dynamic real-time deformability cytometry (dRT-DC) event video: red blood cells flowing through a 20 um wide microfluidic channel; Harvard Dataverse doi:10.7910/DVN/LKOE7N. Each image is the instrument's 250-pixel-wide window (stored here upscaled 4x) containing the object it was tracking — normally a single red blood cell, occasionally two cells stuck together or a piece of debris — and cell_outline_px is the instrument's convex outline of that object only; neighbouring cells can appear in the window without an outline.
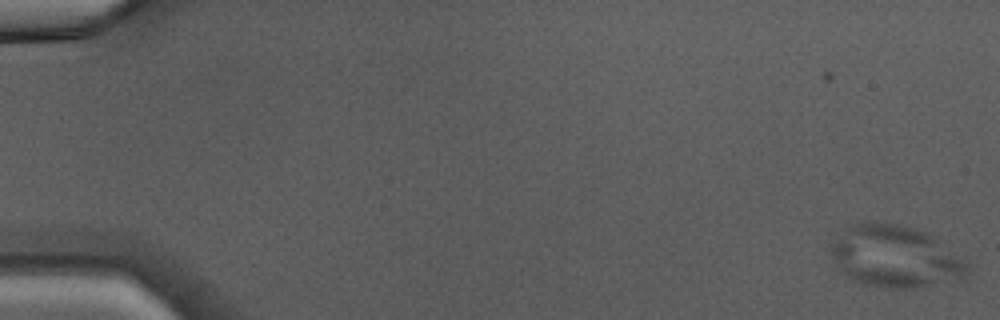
{"species": "Egyptian fruit bat (a non-hibernating species)", "species_latin": "Rousettus aegyptiacus", "temperature_condition": "warm", "stored_images_in_passage": 9, "segment_of_instrument_passage": [1, 2], "camera_frame_rate_fps": 3000, "um_per_image_px": 0.085, "animal": {"sex": "male"}, "frame": {"image": 1, "passage_image": 1, "time_ms": 0.0, "image_size_px": [1000, 320], "cell_outline_px": [[968, 268], [964, 280], [912, 288], [900, 288], [864, 284], [840, 272], [828, 252], [832, 244], [852, 224], [876, 220], [896, 224], [928, 232], [964, 260]], "centroid_in_image_um": [76.1, 21.8], "position_along_channel_um": 8.9, "area_um2": 49.01}}